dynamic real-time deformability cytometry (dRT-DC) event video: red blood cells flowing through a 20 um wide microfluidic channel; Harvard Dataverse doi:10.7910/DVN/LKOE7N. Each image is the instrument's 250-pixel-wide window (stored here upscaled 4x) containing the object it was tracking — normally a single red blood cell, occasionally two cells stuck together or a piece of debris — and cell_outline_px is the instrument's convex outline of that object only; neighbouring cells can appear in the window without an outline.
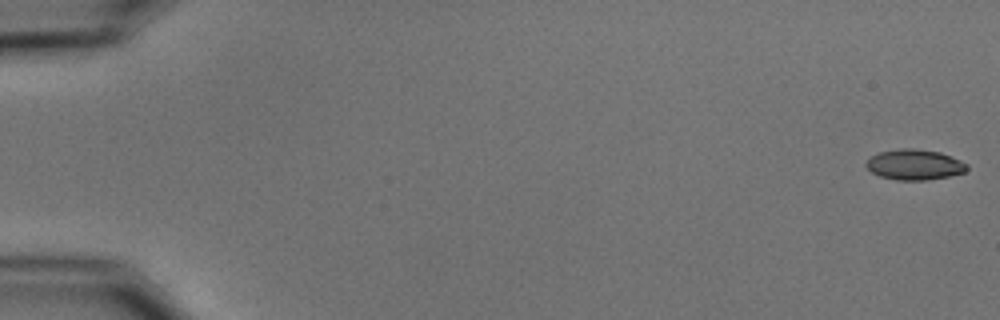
{"species": "common noctule bat (a hibernating species)", "species_latin": "Nyctalus noctula", "temperature_condition": "cold", "stored_images_in_passage": 55, "camera_frame_rate_fps": 3000, "um_per_image_px": 0.085, "animal": {"sex": "male", "body_mass_g": 15.6}, "frame": {"image": 1, "passage_image": 1, "time_ms": 0.0, "image_size_px": [1000, 320], "cell_outline_px": [[968, 168], [964, 172], [948, 176], [928, 180], [896, 180], [880, 176], [872, 172], [864, 164], [872, 156], [880, 152], [900, 148], [912, 148], [940, 152], [960, 160], [968, 164]], "centroid_in_image_um": [77.74, 13.99], "position_along_channel_um": 7.3, "area_um2": 17.8}}
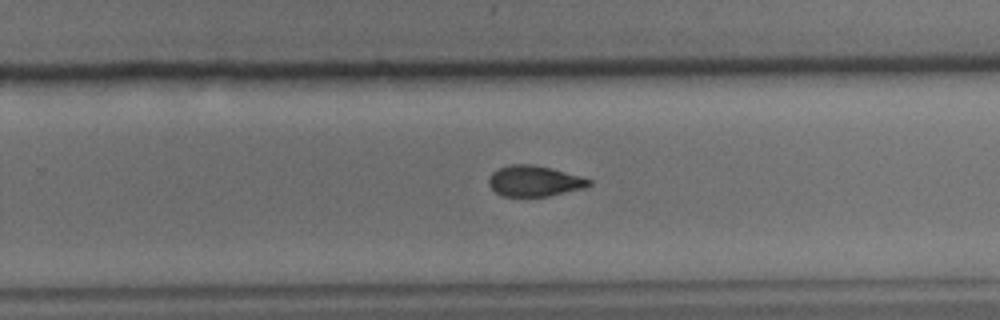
{"frame": {"image": 2, "passage_image": 36, "time_ms": 11.667, "image_size_px": [1000, 320], "cell_outline_px": [[592, 184], [584, 188], [548, 196], [500, 196], [488, 184], [488, 180], [492, 172], [500, 168], [512, 164], [532, 164], [552, 168], [580, 176], [592, 180]], "centroid_in_image_um": [45.42, 15.39], "position_along_channel_um": 284.4, "area_um2": 17.92}}
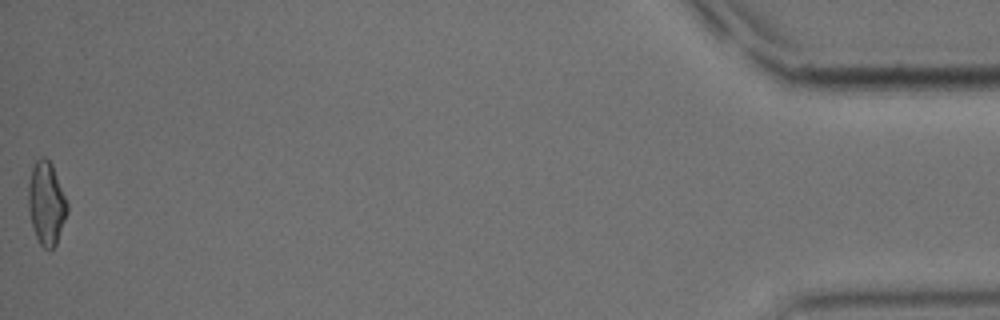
{"frame": {"image": 3, "passage_image": 55, "time_ms": 18.0, "image_size_px": [1000, 320], "cell_outline_px": [[68, 212], [56, 244], [48, 252], [40, 244], [36, 236], [32, 224], [28, 208], [28, 180], [32, 168], [36, 160], [40, 156], [44, 156], [52, 164], [68, 204]], "centroid_in_image_um": [3.93, 17.27], "position_along_channel_um": 431.3, "area_um2": 18.9}, "authors_computed_cell_mechanics": {"area_um2": 18.5538, "velocity_mm_per_s": 3.72, "shape_relaxation_time_tau1_ms": 6.3581, "shape_relaxation_time_tau2_ms": 6.5725, "deformation_change_tau1": 0.1602, "deformation_change_tau2": 0.1297}}